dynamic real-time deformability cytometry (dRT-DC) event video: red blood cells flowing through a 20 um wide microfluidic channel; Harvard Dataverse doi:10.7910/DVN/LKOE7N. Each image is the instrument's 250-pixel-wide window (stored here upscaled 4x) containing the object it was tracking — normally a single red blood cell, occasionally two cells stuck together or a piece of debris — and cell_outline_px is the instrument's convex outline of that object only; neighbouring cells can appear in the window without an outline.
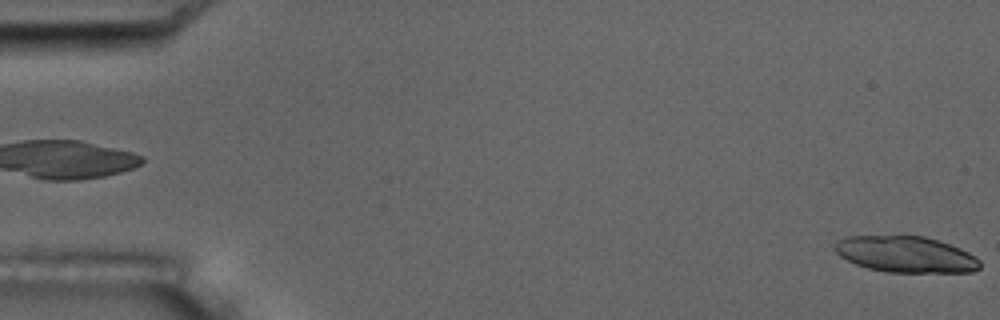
{"species": "common noctule bat (a hibernating species)", "species_latin": "Nyctalus noctula", "temperature_condition": "room temperature", "stored_images_in_passage": 5, "segment_of_instrument_passage": [2, 2], "camera_frame_rate_fps": 3000, "um_per_image_px": 0.085, "animal": {"sex": "male", "body_mass_g": 17.5, "forearm_length_mm": 52.3}, "frame": {"image": 1, "passage_image": 5, "time_ms": 4.667, "image_size_px": [1000, 320], "cell_outline_px": [[980, 268], [972, 272], [888, 272], [868, 268], [856, 264], [840, 256], [832, 248], [832, 244], [836, 240], [844, 236], [900, 232], [924, 236], [960, 248], [968, 252], [980, 260]], "centroid_in_image_um": [76.89, 21.55], "position_along_channel_um": 8.1, "area_um2": 31.79}}